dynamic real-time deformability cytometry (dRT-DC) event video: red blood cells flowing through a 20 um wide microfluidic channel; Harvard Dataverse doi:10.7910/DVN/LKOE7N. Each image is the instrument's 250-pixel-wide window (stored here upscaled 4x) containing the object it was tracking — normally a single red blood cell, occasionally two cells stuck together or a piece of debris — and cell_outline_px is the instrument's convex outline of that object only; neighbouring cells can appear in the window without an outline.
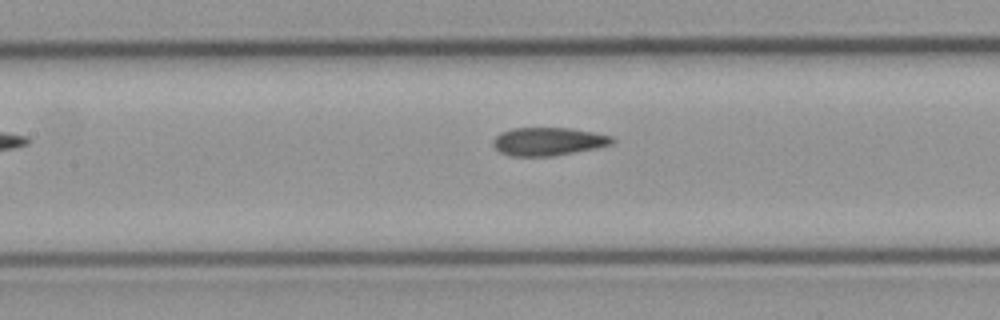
{"species": "common noctule bat (a hibernating species)", "species_latin": "Nyctalus noctula", "temperature_condition": "cold", "stored_images_in_passage": 5, "camera_frame_rate_fps": 3000, "um_per_image_px": 0.085, "animal": {"sex": "male", "body_mass_g": 23.1, "forearm_length_mm": 52.7}, "frame": {"image": 1, "passage_image": 4, "time_ms": 1.0, "image_size_px": [1000, 320], "cell_outline_px": [[616, 140], [612, 144], [596, 148], [552, 156], [512, 156], [500, 152], [492, 144], [492, 140], [500, 132], [512, 128], [572, 128], [612, 136]], "centroid_in_image_um": [46.59, 12.02], "position_along_channel_um": 160.8, "area_um2": 19.54}}